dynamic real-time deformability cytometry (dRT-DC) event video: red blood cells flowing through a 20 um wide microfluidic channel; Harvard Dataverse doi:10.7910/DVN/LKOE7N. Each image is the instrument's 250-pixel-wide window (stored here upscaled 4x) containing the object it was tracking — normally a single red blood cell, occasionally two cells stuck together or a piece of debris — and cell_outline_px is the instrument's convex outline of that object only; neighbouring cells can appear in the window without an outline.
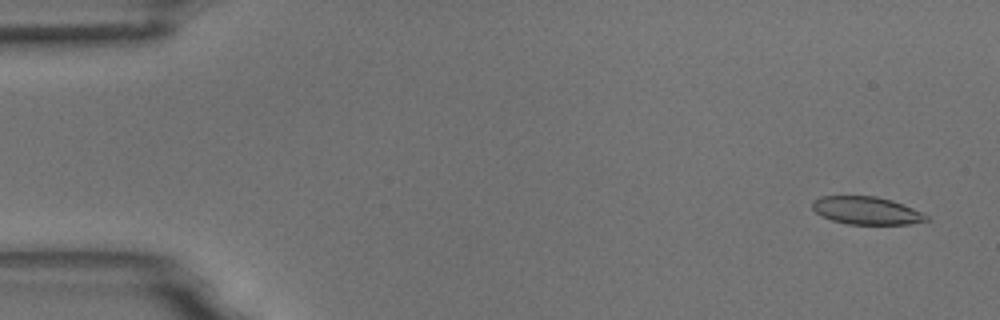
{"species": "common noctule bat (a hibernating species)", "species_latin": "Nyctalus noctula", "temperature_condition": "room temperature", "stored_images_in_passage": 54, "camera_frame_rate_fps": 3000, "um_per_image_px": 0.085, "animal": {"sex": "male", "body_mass_g": 18.8}, "frame": {"image": 1, "passage_image": 3, "time_ms": 0.667, "image_size_px": [1000, 320], "cell_outline_px": [[928, 220], [908, 224], [848, 224], [832, 220], [816, 212], [812, 208], [812, 200], [820, 196], [876, 196], [892, 200], [912, 208], [928, 216]], "centroid_in_image_um": [73.62, 17.89], "position_along_channel_um": 11.4, "area_um2": 18.26}}
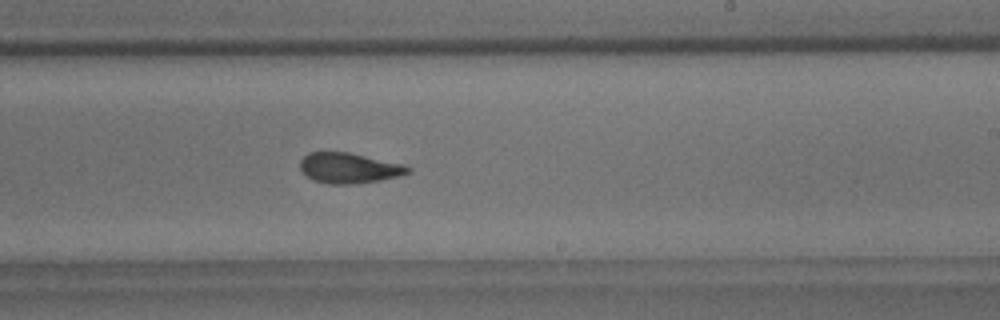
{"frame": {"image": 2, "passage_image": 33, "time_ms": 10.667, "image_size_px": [1000, 320], "cell_outline_px": [[412, 172], [400, 176], [380, 180], [356, 184], [328, 184], [312, 180], [300, 168], [300, 160], [308, 152], [348, 152], [404, 164], [412, 168]], "centroid_in_image_um": [29.7, 14.29], "position_along_channel_um": 259.3, "area_um2": 19.25}}
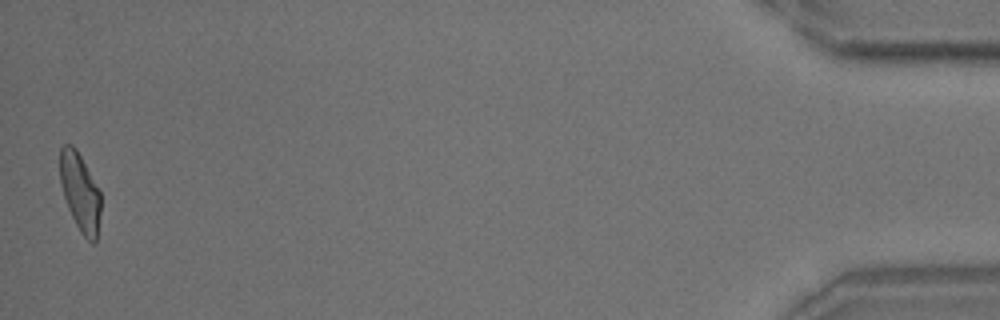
{"frame": {"image": 3, "passage_image": 54, "time_ms": 17.667, "image_size_px": [1000, 320], "cell_outline_px": [[100, 212], [96, 240], [92, 244], [80, 232], [68, 208], [60, 184], [60, 148], [64, 144], [72, 144], [76, 148], [100, 192]], "centroid_in_image_um": [6.79, 16.32], "position_along_channel_um": 428.4, "area_um2": 18.32}, "authors_computed_cell_mechanics": {"area_um2": 19.363, "velocity_mm_per_s": 3.7363, "shape_relaxation_time_tau1_ms": 9.245, "shape_relaxation_time_tau2_ms": 2.4649, "deformation_change_tau1": 0.2029, "deformation_change_tau2": 0.0814}}